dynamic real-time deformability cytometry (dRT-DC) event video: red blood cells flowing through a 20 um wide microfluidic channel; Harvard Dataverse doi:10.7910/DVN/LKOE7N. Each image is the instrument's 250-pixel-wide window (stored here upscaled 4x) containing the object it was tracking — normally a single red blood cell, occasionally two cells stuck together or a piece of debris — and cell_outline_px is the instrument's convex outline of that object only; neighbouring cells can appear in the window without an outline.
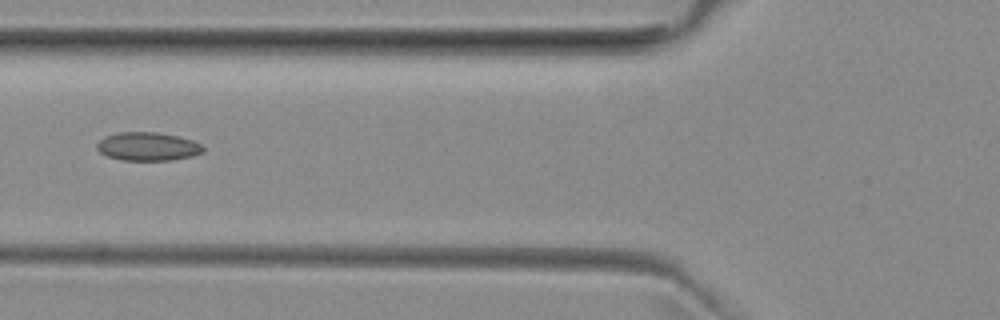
{"species": "common noctule bat (a hibernating species)", "species_latin": "Nyctalus noctula", "temperature_condition": "room temperature", "stored_images_in_passage": 17, "camera_frame_rate_fps": 3000, "um_per_image_px": 0.085, "animal": {"sex": "female", "body_mass_g": 29.2, "forearm_length_mm": 56.3}, "frame": {"image": 1, "passage_image": 12, "time_ms": 3.667, "image_size_px": [1000, 320], "cell_outline_px": [[204, 152], [192, 156], [172, 160], [124, 160], [108, 156], [100, 152], [96, 148], [96, 144], [104, 136], [120, 132], [156, 132], [176, 136], [192, 140], [200, 144], [204, 148]], "centroid_in_image_um": [12.55, 12.45], "position_along_channel_um": 113.2, "area_um2": 17.51}}
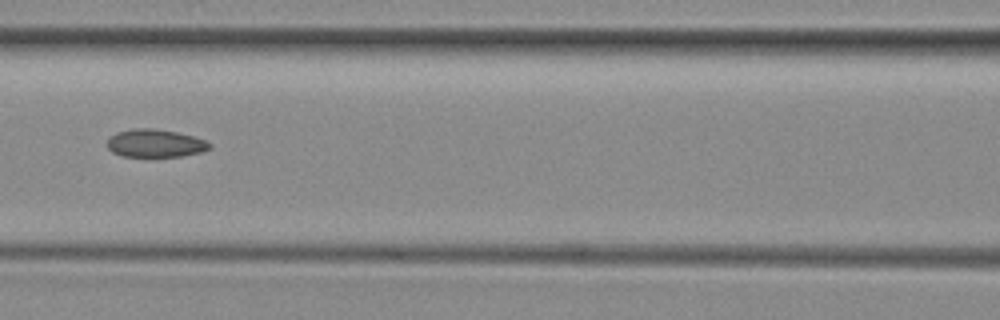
{"frame": {"image": 2, "passage_image": 15, "time_ms": 4.667, "image_size_px": [1000, 320], "cell_outline_px": [[212, 148], [200, 152], [180, 156], [120, 156], [112, 152], [108, 148], [108, 140], [116, 132], [132, 128], [152, 128], [176, 132], [192, 136], [204, 140], [212, 144]], "centroid_in_image_um": [13.18, 12.17], "position_along_channel_um": 153.4, "area_um2": 16.53}}